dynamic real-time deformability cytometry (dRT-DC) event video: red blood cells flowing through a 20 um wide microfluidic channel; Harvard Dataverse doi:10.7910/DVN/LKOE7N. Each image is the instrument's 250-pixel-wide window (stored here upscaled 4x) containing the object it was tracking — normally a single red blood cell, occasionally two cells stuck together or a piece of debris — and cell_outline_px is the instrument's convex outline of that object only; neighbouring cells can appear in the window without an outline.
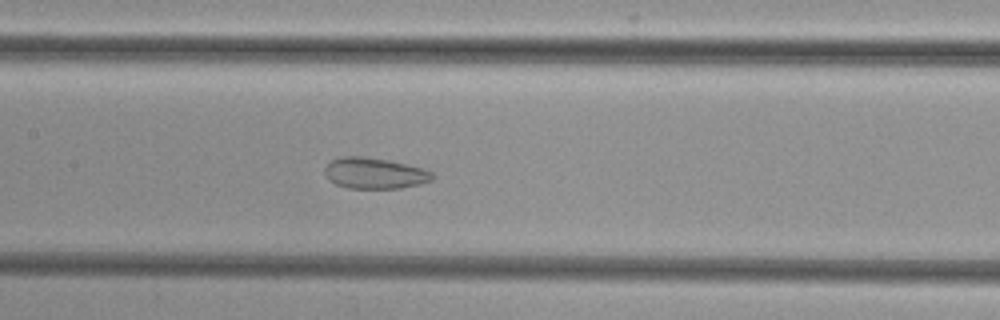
{"species": "common noctule bat (a hibernating species)", "species_latin": "Nyctalus noctula", "temperature_condition": "cold", "stored_images_in_passage": 53, "segment_of_instrument_passage": [1, 2], "camera_frame_rate_fps": 3000, "um_per_image_px": 0.085, "animal": {"sex": "female", "body_mass_g": 29.2, "forearm_length_mm": 56.3}, "frame": {"image": 1, "passage_image": 25, "time_ms": 8.0, "image_size_px": [1000, 320], "cell_outline_px": [[436, 176], [432, 180], [420, 184], [400, 188], [348, 188], [336, 184], [328, 180], [324, 172], [324, 168], [332, 160], [344, 156], [364, 156], [388, 160], [424, 168], [432, 172]], "centroid_in_image_um": [31.85, 14.72], "position_along_channel_um": 175.5, "area_um2": 19.54}}
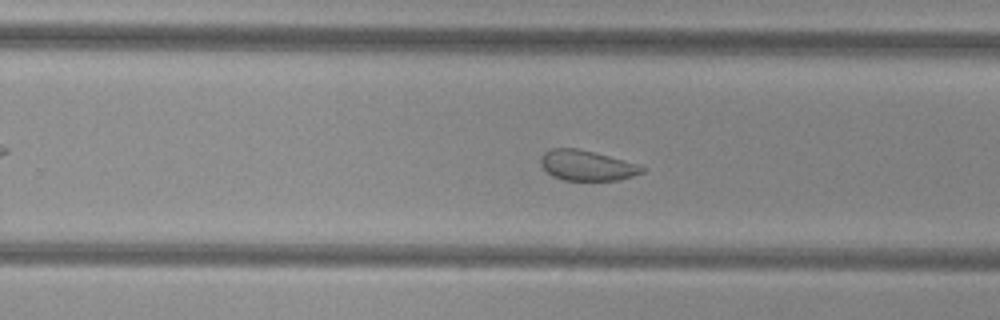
{"frame": {"image": 2, "passage_image": 33, "time_ms": 10.667, "image_size_px": [1000, 320], "cell_outline_px": [[644, 172], [620, 180], [564, 180], [552, 176], [540, 164], [540, 156], [544, 152], [552, 148], [576, 148], [608, 156], [636, 164], [644, 168]], "centroid_in_image_um": [49.83, 14.07], "position_along_channel_um": 280.0, "area_um2": 17.63}}
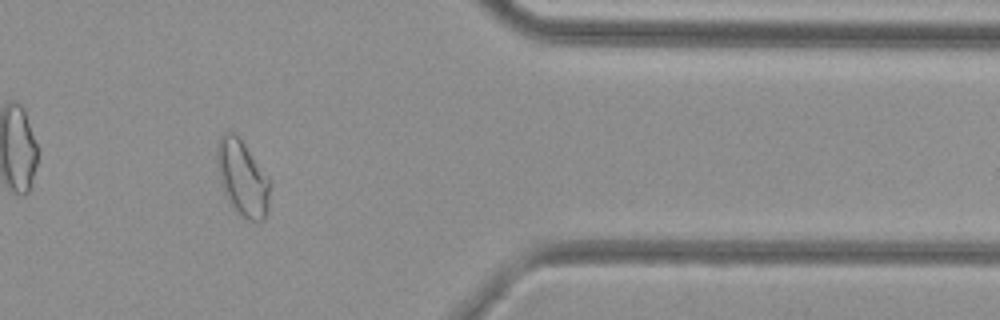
{"frame": {"image": 3, "passage_image": 43, "time_ms": 14.0, "image_size_px": [1000, 320], "cell_outline_px": [[272, 184], [268, 212], [264, 220], [260, 224], [248, 220], [236, 212], [228, 200], [220, 184], [216, 160], [216, 148], [220, 136], [224, 132], [236, 132]], "centroid_in_image_um": [20.62, 15.18], "position_along_channel_um": 390.8, "area_um2": 23.81}}